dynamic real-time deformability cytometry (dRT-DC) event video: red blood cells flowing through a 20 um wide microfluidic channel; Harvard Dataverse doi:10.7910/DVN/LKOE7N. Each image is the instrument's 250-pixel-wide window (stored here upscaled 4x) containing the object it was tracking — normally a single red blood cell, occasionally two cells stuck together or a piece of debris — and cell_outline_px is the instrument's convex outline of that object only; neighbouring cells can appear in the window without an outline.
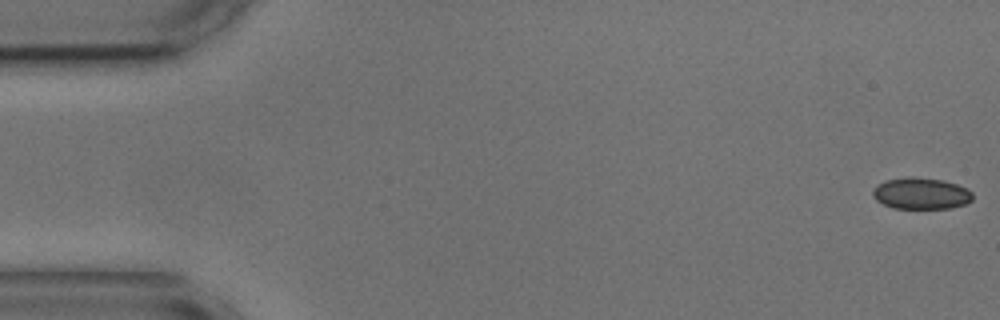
{"species": "common noctule bat (a hibernating species)", "species_latin": "Nyctalus noctula", "temperature_condition": "cold", "stored_images_in_passage": 55, "camera_frame_rate_fps": 3000, "um_per_image_px": 0.085, "animal": {"sex": "male", "body_mass_g": 17.9, "forearm_length_mm": 54.2}, "frame": {"image": 1, "passage_image": 1, "time_ms": 0.0, "image_size_px": [1000, 320], "cell_outline_px": [[972, 200], [964, 204], [948, 208], [892, 208], [876, 200], [872, 196], [872, 192], [876, 184], [884, 180], [908, 176], [912, 176], [944, 180], [968, 188], [972, 192]], "centroid_in_image_um": [78.26, 16.42], "position_along_channel_um": 6.7, "area_um2": 18.5}}
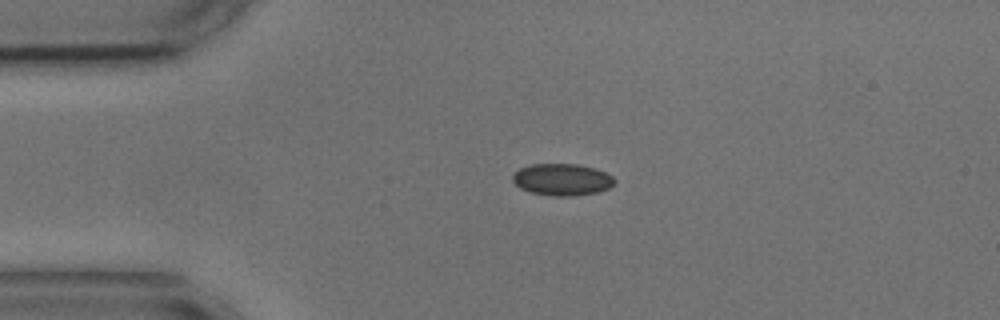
{"frame": {"image": 2, "passage_image": 12, "time_ms": 3.667, "image_size_px": [1000, 320], "cell_outline_px": [[616, 180], [608, 188], [600, 192], [572, 196], [556, 196], [532, 192], [520, 188], [512, 180], [512, 176], [520, 168], [532, 164], [576, 164], [596, 168], [612, 176]], "centroid_in_image_um": [47.79, 15.26], "position_along_channel_um": 37.2, "area_um2": 18.79}}
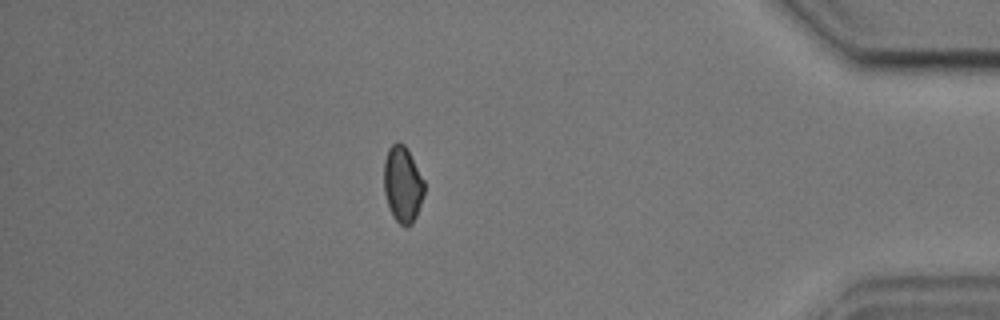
{"frame": {"image": 3, "passage_image": 48, "time_ms": 15.667, "image_size_px": [1000, 320], "cell_outline_px": [[424, 192], [416, 216], [412, 224], [408, 228], [400, 224], [392, 216], [384, 192], [384, 160], [388, 148], [396, 140], [400, 140], [404, 144], [424, 180]], "centroid_in_image_um": [34.2, 15.65], "position_along_channel_um": 401.0, "area_um2": 17.92}, "authors_computed_cell_mechanics": {"area_um2": 18.496, "velocity_mm_per_s": 3.6054, "shape_relaxation_time_tau1_ms": null, "shape_relaxation_time_tau2_ms": 2.0701, "deformation_change_tau1": null, "deformation_change_tau2": 0.0513}}